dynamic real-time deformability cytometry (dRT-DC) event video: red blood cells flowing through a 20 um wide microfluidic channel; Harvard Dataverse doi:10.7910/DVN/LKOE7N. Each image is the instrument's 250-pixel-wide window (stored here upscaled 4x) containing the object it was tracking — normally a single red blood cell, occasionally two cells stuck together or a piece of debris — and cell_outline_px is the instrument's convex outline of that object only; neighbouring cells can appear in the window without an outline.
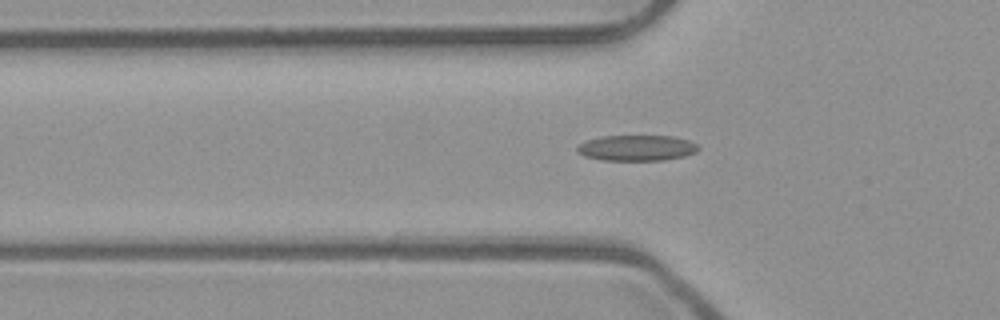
{"species": "common noctule bat (a hibernating species)", "species_latin": "Nyctalus noctula", "temperature_condition": "room temperature", "stored_images_in_passage": 38, "camera_frame_rate_fps": 3000, "um_per_image_px": 0.085, "animal": {"sex": "male", "body_mass_g": 23.1, "forearm_length_mm": 52.7}, "frame": {"image": 1, "passage_image": 3, "time_ms": 0.667, "image_size_px": [1000, 320], "cell_outline_px": [[700, 148], [696, 152], [684, 156], [664, 160], [604, 160], [584, 156], [576, 148], [580, 144], [588, 140], [600, 136], [672, 136], [688, 140], [700, 144]], "centroid_in_image_um": [54.18, 12.57], "position_along_channel_um": 71.6, "area_um2": 18.09}}
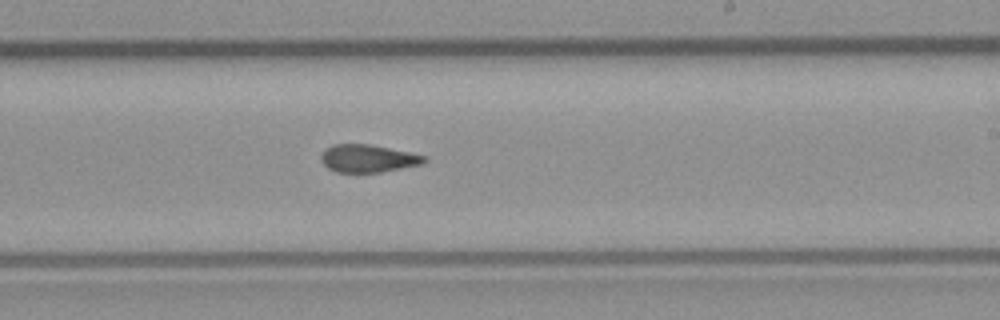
{"frame": {"image": 2, "passage_image": 17, "time_ms": 5.333, "image_size_px": [1000, 320], "cell_outline_px": [[428, 160], [420, 164], [380, 172], [336, 172], [328, 168], [320, 160], [320, 156], [324, 148], [332, 144], [368, 144], [428, 156]], "centroid_in_image_um": [31.23, 13.46], "position_along_channel_um": 257.8, "area_um2": 16.59}}
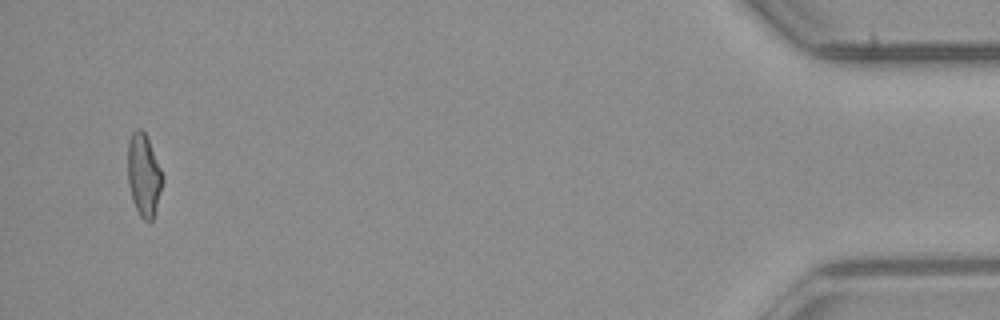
{"frame": {"image": 3, "passage_image": 36, "time_ms": 11.667, "image_size_px": [1000, 320], "cell_outline_px": [[164, 180], [156, 208], [152, 220], [148, 224], [140, 216], [132, 200], [128, 184], [128, 140], [132, 132], [136, 128], [140, 128], [144, 132], [148, 140], [164, 176]], "centroid_in_image_um": [12.22, 14.9], "position_along_channel_um": 423.0, "area_um2": 16.76}}